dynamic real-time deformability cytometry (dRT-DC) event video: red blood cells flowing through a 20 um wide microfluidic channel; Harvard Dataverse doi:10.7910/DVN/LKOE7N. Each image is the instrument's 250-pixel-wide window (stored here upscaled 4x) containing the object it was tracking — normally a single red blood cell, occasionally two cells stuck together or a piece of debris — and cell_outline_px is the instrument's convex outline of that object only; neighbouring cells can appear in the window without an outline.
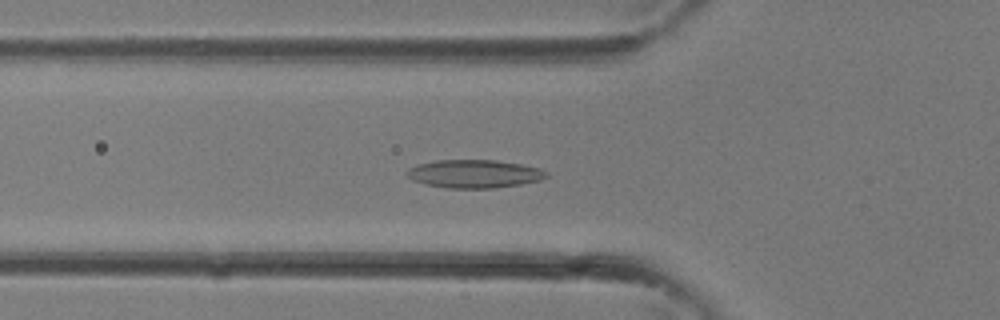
{"species": "common noctule bat (a hibernating species)", "species_latin": "Nyctalus noctula", "temperature_condition": "room temperature", "stored_images_in_passage": 24, "camera_frame_rate_fps": 3000, "um_per_image_px": 0.085, "animal": {"sex": "female"}, "frame": {"image": 1, "passage_image": 2, "time_ms": 0.333, "image_size_px": [1000, 320], "cell_outline_px": [[548, 176], [540, 180], [520, 184], [496, 188], [448, 188], [424, 184], [412, 180], [404, 172], [408, 168], [420, 164], [436, 160], [496, 160], [520, 164], [540, 168], [548, 172]], "centroid_in_image_um": [40.31, 14.77], "position_along_channel_um": 85.5, "area_um2": 22.95}}
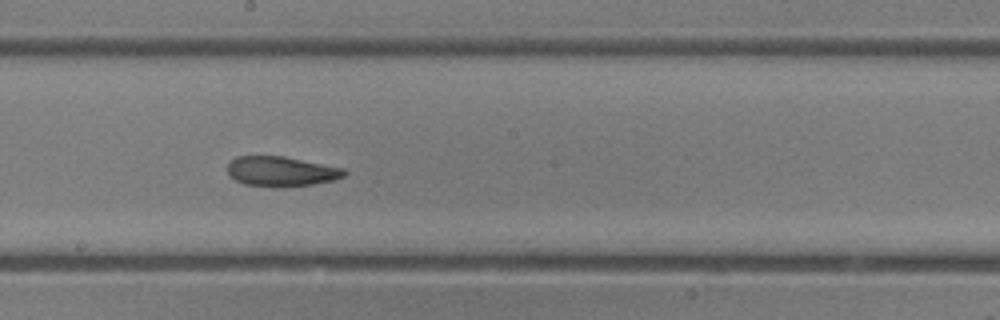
{"frame": {"image": 2, "passage_image": 9, "time_ms": 2.667, "image_size_px": [1000, 320], "cell_outline_px": [[348, 172], [344, 176], [336, 180], [312, 184], [280, 188], [272, 188], [244, 184], [228, 176], [228, 164], [236, 156], [284, 156], [344, 168]], "centroid_in_image_um": [23.91, 14.58], "position_along_channel_um": 224.3, "area_um2": 20.69}}
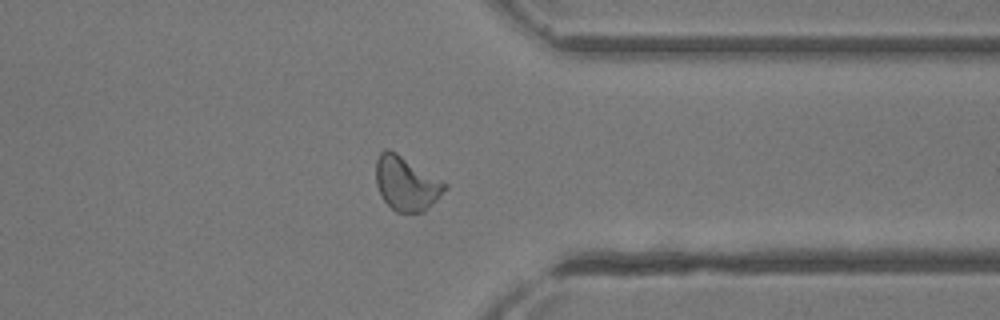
{"frame": {"image": 3, "passage_image": 17, "time_ms": 5.333, "image_size_px": [1000, 320], "cell_outline_px": [[448, 188], [424, 212], [396, 212], [380, 196], [376, 184], [376, 160], [380, 152], [384, 148], [388, 148], [396, 152], [444, 180], [448, 184]], "centroid_in_image_um": [34.55, 15.57], "position_along_channel_um": 376.9, "area_um2": 22.02}}